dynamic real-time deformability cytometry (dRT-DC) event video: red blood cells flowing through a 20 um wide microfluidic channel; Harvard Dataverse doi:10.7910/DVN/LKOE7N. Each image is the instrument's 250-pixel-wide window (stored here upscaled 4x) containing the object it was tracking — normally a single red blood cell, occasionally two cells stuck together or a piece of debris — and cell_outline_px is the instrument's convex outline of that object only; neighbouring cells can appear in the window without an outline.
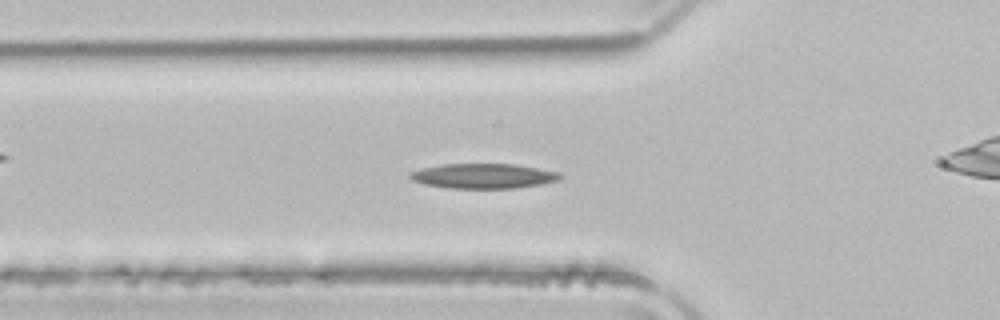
{"species": "common noctule bat (a hibernating species)", "species_latin": "Nyctalus noctula", "temperature_condition": "room temperature", "stored_images_in_passage": 52, "camera_frame_rate_fps": 3000, "um_per_image_px": 0.085, "animal": {"sex": "male", "body_mass_g": 21.5, "forearm_length_mm": 52.0}, "frame": {"image": 1, "passage_image": 17, "time_ms": 5.333, "image_size_px": [1000, 320], "cell_outline_px": [[560, 180], [540, 184], [516, 188], [448, 188], [424, 184], [412, 180], [408, 176], [408, 172], [440, 164], [516, 164], [560, 172]], "centroid_in_image_um": [41.07, 14.96], "position_along_channel_um": 84.7, "area_um2": 21.79}}
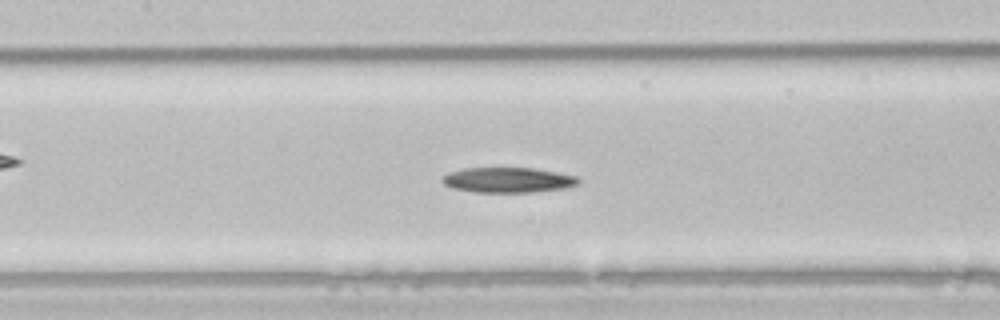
{"frame": {"image": 2, "passage_image": 23, "time_ms": 7.333, "image_size_px": [1000, 320], "cell_outline_px": [[580, 180], [576, 184], [564, 188], [532, 192], [472, 192], [452, 188], [444, 184], [440, 180], [440, 176], [464, 168], [536, 168], [576, 176]], "centroid_in_image_um": [43.13, 15.3], "position_along_channel_um": 164.3, "area_um2": 19.94}}
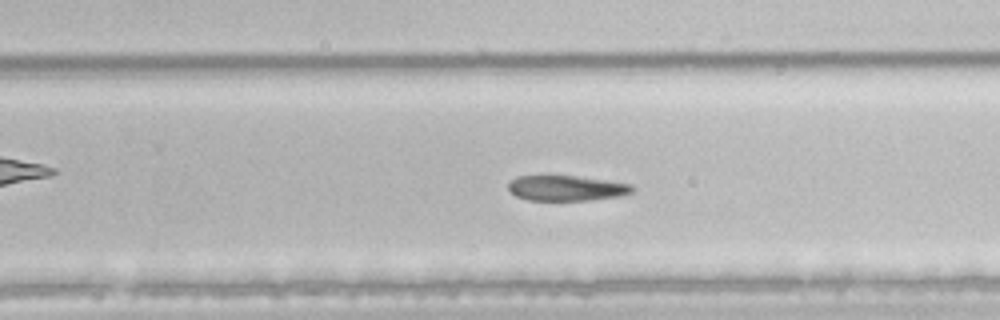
{"frame": {"image": 3, "passage_image": 32, "time_ms": 10.333, "image_size_px": [1000, 320], "cell_outline_px": [[636, 188], [632, 192], [620, 196], [592, 200], [528, 200], [516, 196], [508, 188], [508, 184], [516, 176], [576, 176], [608, 180], [632, 184]], "centroid_in_image_um": [48.19, 15.99], "position_along_channel_um": 281.6, "area_um2": 18.32}}